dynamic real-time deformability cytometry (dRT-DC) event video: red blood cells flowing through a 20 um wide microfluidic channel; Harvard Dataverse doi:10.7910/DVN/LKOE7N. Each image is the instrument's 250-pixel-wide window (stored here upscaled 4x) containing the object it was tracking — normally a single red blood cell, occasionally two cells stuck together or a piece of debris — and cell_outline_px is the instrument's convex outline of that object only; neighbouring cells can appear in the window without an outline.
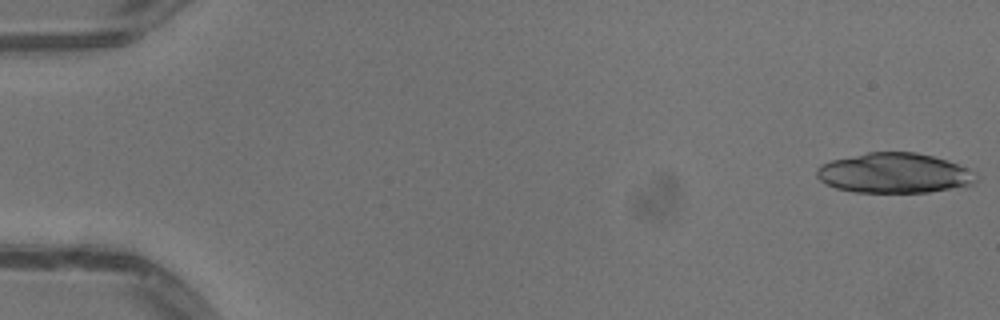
{"species": "common noctule bat (a hibernating species)", "species_latin": "Nyctalus noctula", "temperature_condition": "warm", "stored_images_in_passage": 12, "camera_frame_rate_fps": 3000, "um_per_image_px": 0.085, "animal": {"sex": "male", "body_mass_g": 13.3}, "frame": {"image": 1, "passage_image": 1, "time_ms": 0.0, "image_size_px": [1000, 320], "cell_outline_px": [[980, 180], [964, 188], [928, 192], [852, 192], [836, 188], [824, 184], [816, 176], [816, 168], [820, 164], [832, 160], [868, 152], [916, 152], [948, 160], [964, 168], [976, 176]], "centroid_in_image_um": [76.0, 14.73], "position_along_channel_um": 9.0, "area_um2": 37.4}}